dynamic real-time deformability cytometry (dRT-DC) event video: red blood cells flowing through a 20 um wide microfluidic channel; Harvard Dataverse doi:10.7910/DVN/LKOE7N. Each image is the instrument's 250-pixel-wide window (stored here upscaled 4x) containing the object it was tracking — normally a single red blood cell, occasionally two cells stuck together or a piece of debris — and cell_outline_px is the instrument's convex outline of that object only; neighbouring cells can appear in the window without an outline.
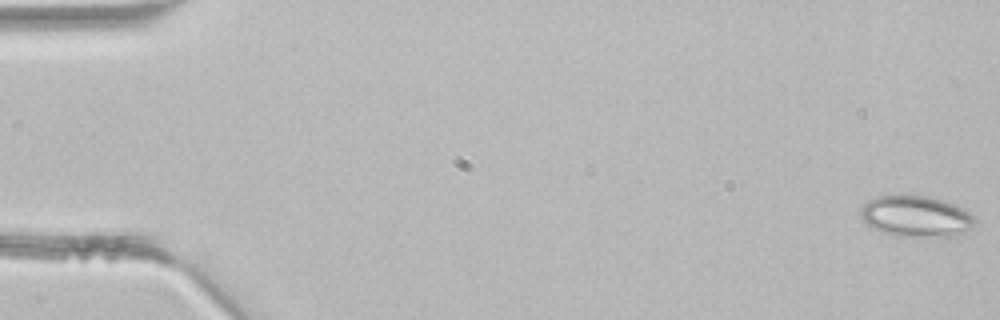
{"species": "common noctule bat (a hibernating species)", "species_latin": "Nyctalus noctula", "temperature_condition": "room temperature", "stored_images_in_passage": 3, "camera_frame_rate_fps": 3000, "um_per_image_px": 0.085, "animal": {"sex": "male", "body_mass_g": 21.5, "forearm_length_mm": 52.0}, "frame": {"image": 1, "passage_image": 1, "time_ms": 0.0, "image_size_px": [1000, 320], "cell_outline_px": [[976, 220], [964, 232], [956, 236], [896, 236], [880, 232], [872, 228], [860, 216], [860, 208], [868, 200], [876, 196], [928, 196], [944, 200], [956, 204], [964, 208]], "centroid_in_image_um": [77.84, 18.38], "position_along_channel_um": 7.2, "area_um2": 27.28}}